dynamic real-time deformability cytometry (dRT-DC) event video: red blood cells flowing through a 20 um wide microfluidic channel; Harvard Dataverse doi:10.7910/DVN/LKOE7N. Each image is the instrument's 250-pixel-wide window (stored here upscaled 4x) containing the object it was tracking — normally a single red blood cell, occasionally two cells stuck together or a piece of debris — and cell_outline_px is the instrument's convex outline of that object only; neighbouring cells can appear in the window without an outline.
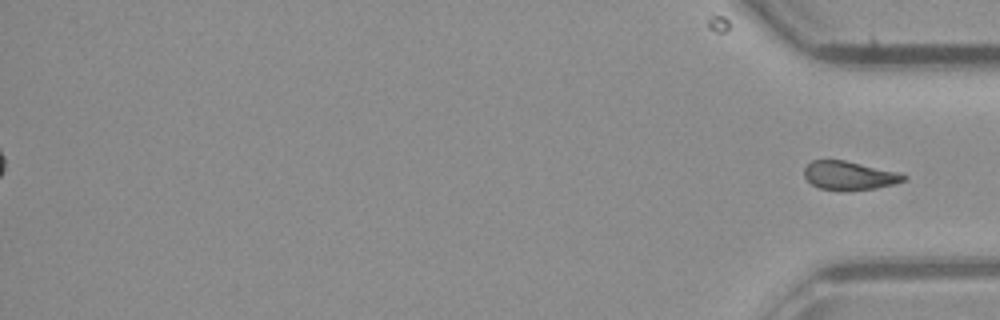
{"species": "common noctule bat (a hibernating species)", "species_latin": "Nyctalus noctula", "temperature_condition": "room temperature", "stored_images_in_passage": 50, "segment_of_instrument_passage": [2, 2], "camera_frame_rate_fps": 3000, "um_per_image_px": 0.085, "animal": {"sex": "male", "body_mass_g": 23.1, "forearm_length_mm": 52.7}, "frame": {"image": 1, "passage_image": 50, "time_ms": 16.333, "image_size_px": [1000, 320], "cell_outline_px": [[908, 176], [904, 180], [892, 184], [876, 188], [820, 188], [812, 184], [804, 176], [804, 168], [812, 160], [844, 160], [900, 172]], "centroid_in_image_um": [72.2, 14.87], "position_along_channel_um": 363.0, "area_um2": 15.95}}